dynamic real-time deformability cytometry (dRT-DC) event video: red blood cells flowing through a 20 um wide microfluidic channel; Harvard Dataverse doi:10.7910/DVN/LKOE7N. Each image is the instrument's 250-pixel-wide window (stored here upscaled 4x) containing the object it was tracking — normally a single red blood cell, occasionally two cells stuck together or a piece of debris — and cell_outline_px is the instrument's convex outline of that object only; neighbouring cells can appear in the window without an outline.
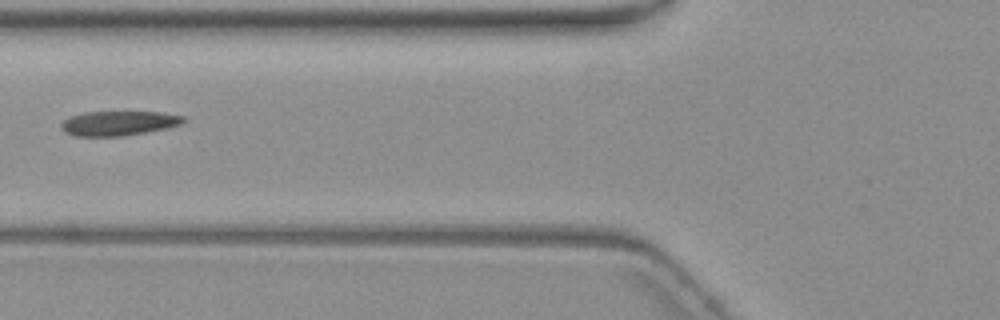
{"species": "common noctule bat (a hibernating species)", "species_latin": "Nyctalus noctula", "temperature_condition": "warm", "stored_images_in_passage": 7, "camera_frame_rate_fps": 3000, "um_per_image_px": 0.085, "animal": {"sex": "female", "body_mass_g": 19.3, "forearm_length_mm": 54.1}, "frame": {"image": 1, "passage_image": 7, "time_ms": 7.667, "image_size_px": [1000, 320], "cell_outline_px": [[184, 120], [180, 124], [164, 128], [124, 136], [76, 136], [64, 132], [60, 128], [60, 124], [68, 116], [84, 112], [160, 112], [184, 116]], "centroid_in_image_um": [10.0, 10.47], "position_along_channel_um": 115.8, "area_um2": 17.4}}